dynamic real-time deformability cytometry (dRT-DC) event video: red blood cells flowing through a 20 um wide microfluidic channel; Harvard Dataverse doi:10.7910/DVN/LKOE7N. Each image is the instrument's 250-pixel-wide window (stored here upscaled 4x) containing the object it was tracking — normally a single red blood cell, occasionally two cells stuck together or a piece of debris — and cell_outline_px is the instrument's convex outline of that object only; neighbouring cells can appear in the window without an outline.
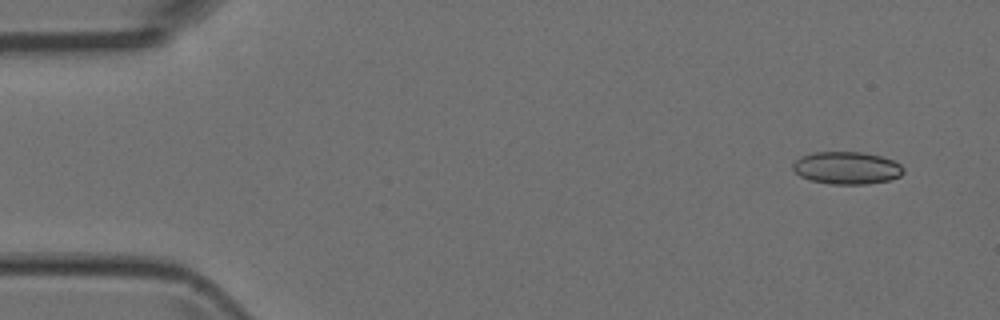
{"species": "Egyptian fruit bat (a non-hibernating species)", "species_latin": "Rousettus aegyptiacus", "temperature_condition": "room temperature", "stored_images_in_passage": 9, "camera_frame_rate_fps": 3000, "um_per_image_px": 0.085, "animal": {"sex": "female"}, "frame": {"image": 1, "passage_image": 1, "time_ms": 0.0, "image_size_px": [1000, 320], "cell_outline_px": [[904, 172], [900, 176], [888, 180], [868, 184], [832, 184], [812, 180], [800, 176], [792, 168], [792, 164], [800, 156], [816, 152], [864, 152], [880, 156], [892, 160], [900, 164], [904, 168]], "centroid_in_image_um": [71.98, 14.27], "position_along_channel_um": 13.0, "area_um2": 20.87}}
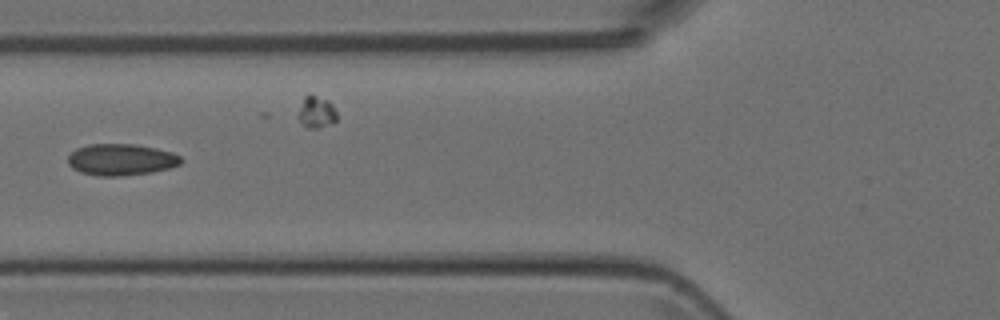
{"frame": {"image": 2, "passage_image": 5, "time_ms": 5.333, "image_size_px": [1000, 320], "cell_outline_px": [[184, 160], [180, 164], [168, 168], [152, 172], [120, 176], [96, 176], [80, 172], [72, 168], [68, 164], [68, 156], [76, 148], [88, 144], [136, 144], [156, 148], [172, 152], [180, 156]], "centroid_in_image_um": [10.28, 13.56], "position_along_channel_um": 115.5, "area_um2": 20.92}}